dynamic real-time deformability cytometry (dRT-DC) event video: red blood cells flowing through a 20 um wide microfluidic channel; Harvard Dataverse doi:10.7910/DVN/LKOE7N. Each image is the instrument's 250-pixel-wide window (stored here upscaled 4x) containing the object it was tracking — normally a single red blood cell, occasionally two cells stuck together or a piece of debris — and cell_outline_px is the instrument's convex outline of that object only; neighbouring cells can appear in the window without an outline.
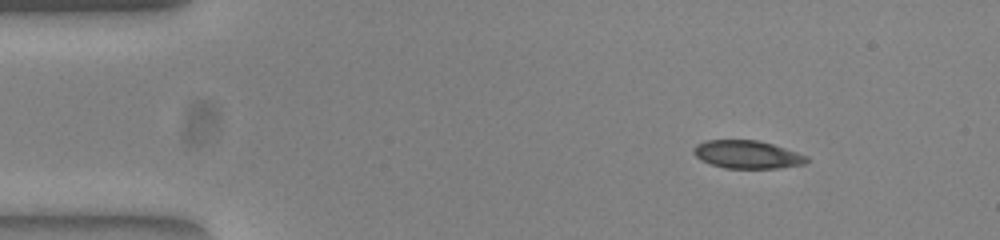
{"species": "common noctule bat (a hibernating species)", "species_latin": "Nyctalus noctula", "temperature_condition": "warm", "stored_images_in_passage": 46, "camera_frame_rate_fps": 3000, "um_per_image_px": 0.085, "animal": {"sex": "female", "body_mass_g": 23.0, "forearm_length_mm": 53.4}, "frame": {"image": 1, "passage_image": 1, "time_ms": 0.0, "image_size_px": [1000, 240], "cell_outline_px": [[808, 160], [804, 164], [776, 168], [724, 168], [700, 160], [692, 152], [692, 148], [696, 144], [704, 140], [756, 140], [772, 144], [808, 156]], "centroid_in_image_um": [63.46, 13.13], "position_along_channel_um": 21.5, "area_um2": 18.38}}
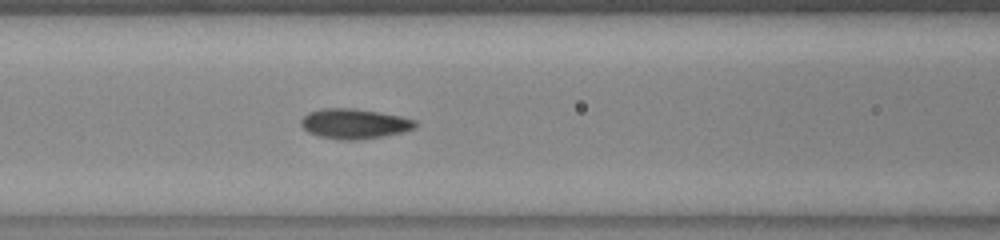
{"frame": {"image": 2, "passage_image": 16, "time_ms": 5.0, "image_size_px": [1000, 240], "cell_outline_px": [[416, 128], [400, 132], [380, 136], [356, 140], [340, 140], [320, 136], [308, 132], [300, 124], [300, 120], [308, 112], [324, 108], [352, 108], [400, 116], [416, 120]], "centroid_in_image_um": [30.08, 10.51], "position_along_channel_um": 136.5, "area_um2": 19.71}}
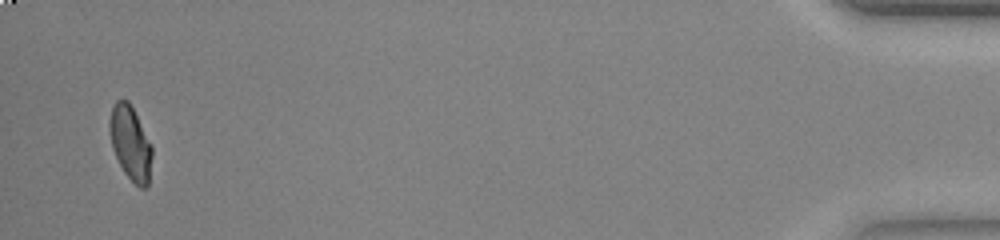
{"frame": {"image": 3, "passage_image": 45, "time_ms": 14.667, "image_size_px": [1000, 240], "cell_outline_px": [[152, 156], [148, 184], [144, 188], [140, 188], [124, 172], [112, 148], [108, 128], [108, 124], [112, 108], [116, 100], [128, 100], [152, 144]], "centroid_in_image_um": [11.08, 12.15], "position_along_channel_um": 424.1, "area_um2": 18.21}, "authors_computed_cell_mechanics": {"area_um2": 19.1318, "velocity_mm_per_s": 3.9009, "shape_relaxation_time_tau1_ms": 9.5321, "shape_relaxation_time_tau2_ms": 0.7795, "deformation_change_tau1": 0.2319, "deformation_change_tau2": 0.0352}}